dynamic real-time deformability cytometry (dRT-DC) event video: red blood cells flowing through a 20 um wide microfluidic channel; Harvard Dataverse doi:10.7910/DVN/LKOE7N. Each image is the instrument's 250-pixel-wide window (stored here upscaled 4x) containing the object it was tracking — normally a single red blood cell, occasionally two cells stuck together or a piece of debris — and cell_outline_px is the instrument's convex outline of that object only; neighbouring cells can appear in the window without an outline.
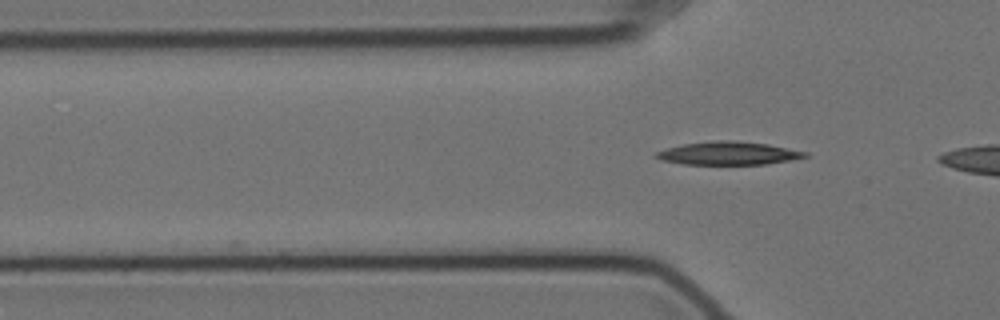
{"species": "Egyptian fruit bat (a non-hibernating species)", "species_latin": "Rousettus aegyptiacus", "temperature_condition": "cold", "stored_images_in_passage": 6, "camera_frame_rate_fps": 3000, "um_per_image_px": 0.085, "animal": {"sex": "female"}, "frame": {"image": 1, "passage_image": 6, "time_ms": 1.667, "image_size_px": [1000, 320], "cell_outline_px": [[808, 156], [792, 160], [764, 164], [684, 164], [660, 160], [652, 156], [656, 152], [668, 148], [684, 144], [716, 140], [728, 140], [768, 144], [808, 152]], "centroid_in_image_um": [61.9, 13.03], "position_along_channel_um": 63.9, "area_um2": 19.94}}